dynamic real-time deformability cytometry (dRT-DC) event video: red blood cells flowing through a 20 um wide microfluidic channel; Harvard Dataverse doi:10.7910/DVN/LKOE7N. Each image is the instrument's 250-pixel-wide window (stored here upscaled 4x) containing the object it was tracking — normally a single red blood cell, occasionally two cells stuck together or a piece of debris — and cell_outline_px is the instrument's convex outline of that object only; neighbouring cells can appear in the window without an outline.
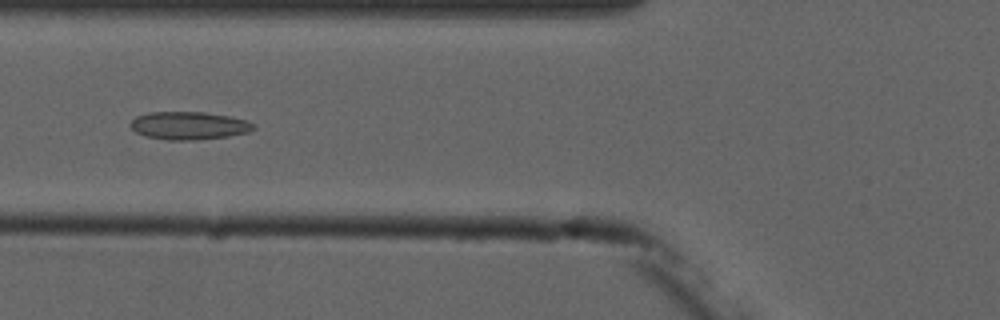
{"species": "common noctule bat (a hibernating species)", "species_latin": "Nyctalus noctula", "temperature_condition": "cold", "stored_images_in_passage": 3, "camera_frame_rate_fps": 3000, "um_per_image_px": 0.085, "animal": {"sex": "male", "forearm_length_mm": 52.5}, "frame": {"image": 1, "passage_image": 3, "time_ms": 2.333, "image_size_px": [1000, 320], "cell_outline_px": [[256, 128], [248, 132], [228, 136], [192, 140], [168, 140], [148, 136], [136, 132], [128, 124], [136, 116], [148, 112], [204, 112], [228, 116], [244, 120], [256, 124]], "centroid_in_image_um": [16.05, 10.67], "position_along_channel_um": 109.8, "area_um2": 19.88}}